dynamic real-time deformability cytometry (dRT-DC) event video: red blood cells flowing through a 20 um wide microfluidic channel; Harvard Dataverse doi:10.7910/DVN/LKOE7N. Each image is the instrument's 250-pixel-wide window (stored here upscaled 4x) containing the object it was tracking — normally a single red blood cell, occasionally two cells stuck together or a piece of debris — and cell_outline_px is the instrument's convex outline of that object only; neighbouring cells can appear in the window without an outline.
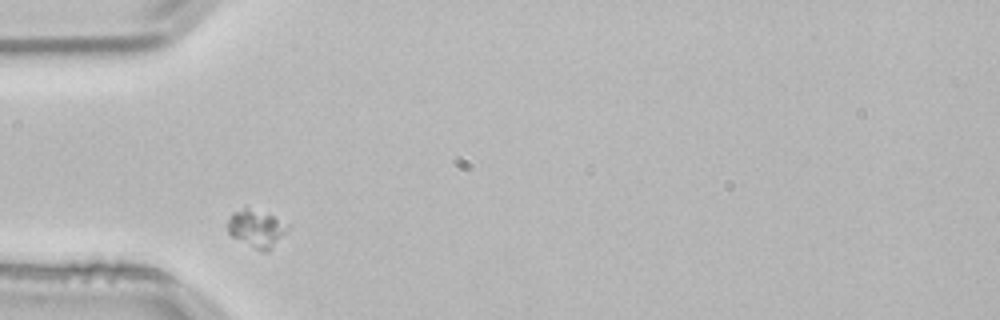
{"species": "common noctule bat (a hibernating species)", "species_latin": "Nyctalus noctula", "temperature_condition": "room temperature", "stored_images_in_passage": 2, "camera_frame_rate_fps": 3000, "um_per_image_px": 0.085, "animal": {"sex": "male", "body_mass_g": 21.5, "forearm_length_mm": 52.0}, "frame": {"image": 1, "passage_image": 1, "time_ms": 0.0, "image_size_px": [1000, 320], "cell_outline_px": [[288, 228], [268, 252], [264, 252], [232, 236], [228, 232], [228, 220], [232, 212], [244, 208], [248, 208], [272, 216], [288, 224]], "centroid_in_image_um": [21.77, 19.42], "position_along_channel_um": 63.2, "area_um2": 12.48}}